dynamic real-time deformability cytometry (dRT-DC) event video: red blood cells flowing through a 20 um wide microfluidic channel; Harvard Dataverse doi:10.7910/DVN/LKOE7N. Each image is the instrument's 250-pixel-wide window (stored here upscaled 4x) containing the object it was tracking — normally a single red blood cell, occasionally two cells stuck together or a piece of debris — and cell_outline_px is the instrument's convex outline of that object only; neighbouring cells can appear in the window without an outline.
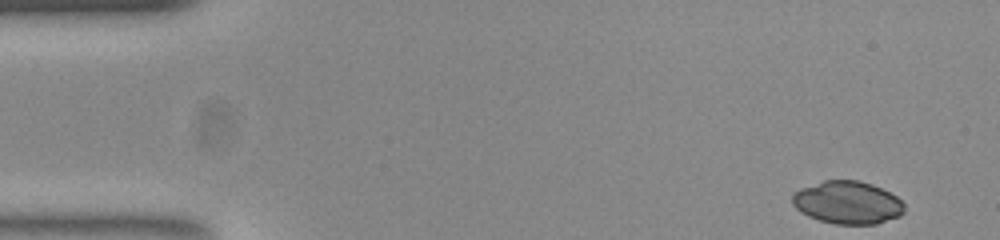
{"species": "common noctule bat (a hibernating species)", "species_latin": "Nyctalus noctula", "temperature_condition": "room temperature", "stored_images_in_passage": 51, "camera_frame_rate_fps": 3000, "um_per_image_px": 0.085, "animal": {"sex": "female", "body_mass_g": 23.0, "forearm_length_mm": 53.4}, "frame": {"image": 1, "passage_image": 1, "time_ms": 0.0, "image_size_px": [1000, 240], "cell_outline_px": [[904, 212], [900, 216], [876, 224], [836, 224], [820, 220], [808, 216], [800, 212], [792, 204], [792, 192], [800, 188], [824, 180], [856, 180], [872, 184], [896, 196], [904, 204]], "centroid_in_image_um": [72.01, 17.21], "position_along_channel_um": 13.0, "area_um2": 27.98}}
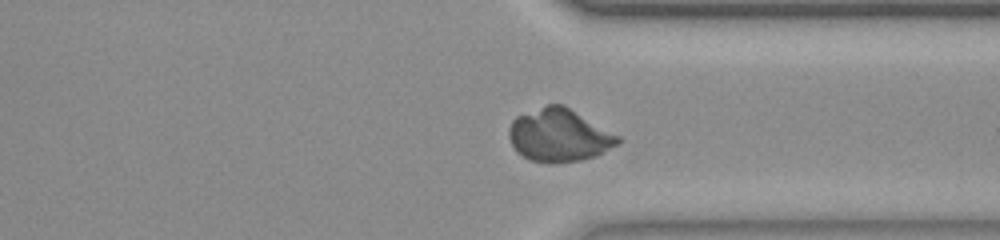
{"frame": {"image": 2, "passage_image": 38, "time_ms": 12.333, "image_size_px": [1000, 240], "cell_outline_px": [[620, 140], [616, 144], [592, 156], [580, 160], [552, 164], [528, 160], [516, 152], [508, 136], [508, 128], [512, 120], [516, 116], [548, 104], [564, 104], [620, 136]], "centroid_in_image_um": [47.46, 11.49], "position_along_channel_um": 363.9, "area_um2": 33.52}}
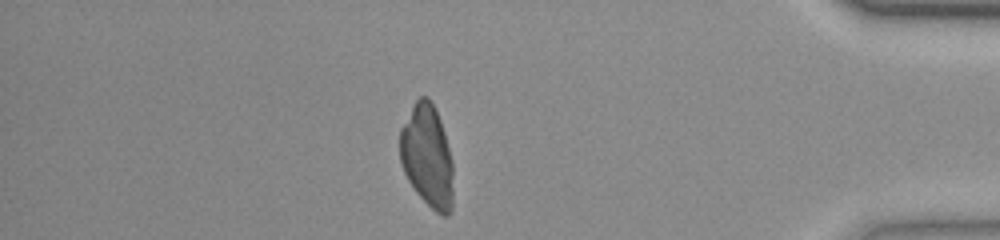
{"frame": {"image": 3, "passage_image": 44, "time_ms": 14.333, "image_size_px": [1000, 240], "cell_outline_px": [[452, 212], [448, 216], [444, 216], [436, 212], [416, 192], [408, 180], [404, 172], [400, 160], [400, 128], [416, 100], [420, 96], [428, 96], [432, 100], [436, 108], [444, 132], [452, 160]], "centroid_in_image_um": [36.32, 13.25], "position_along_channel_um": 398.9, "area_um2": 31.85}}